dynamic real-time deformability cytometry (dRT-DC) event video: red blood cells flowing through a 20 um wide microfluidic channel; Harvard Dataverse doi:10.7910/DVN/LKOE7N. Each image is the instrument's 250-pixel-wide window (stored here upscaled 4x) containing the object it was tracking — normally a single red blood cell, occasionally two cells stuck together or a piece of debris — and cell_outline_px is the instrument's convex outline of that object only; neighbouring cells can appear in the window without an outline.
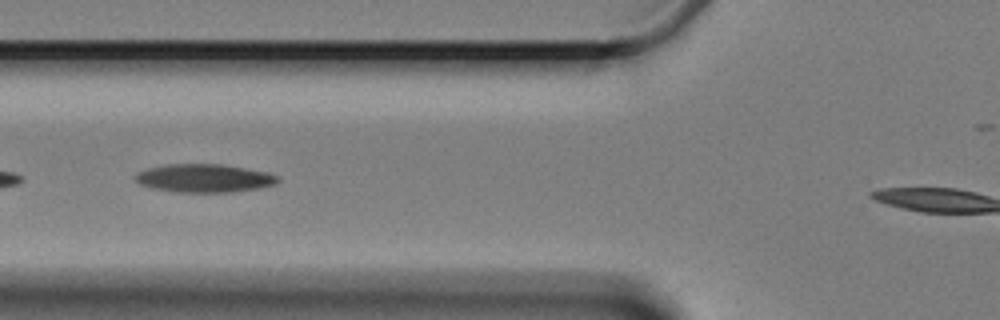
{"species": "Egyptian fruit bat (a non-hibernating species)", "species_latin": "Rousettus aegyptiacus", "temperature_condition": "cold", "stored_images_in_passage": 10, "segment_of_instrument_passage": [1, 2], "camera_frame_rate_fps": 3000, "um_per_image_px": 0.085, "animal": {"sex": "female"}, "frame": {"image": 1, "passage_image": 6, "time_ms": 5.667, "image_size_px": [1000, 320], "cell_outline_px": [[280, 180], [276, 184], [260, 188], [232, 192], [176, 192], [152, 188], [140, 184], [136, 180], [136, 176], [140, 172], [148, 168], [168, 164], [220, 164], [268, 172], [280, 176]], "centroid_in_image_um": [17.42, 15.15], "position_along_channel_um": 108.4, "area_um2": 23.41}}
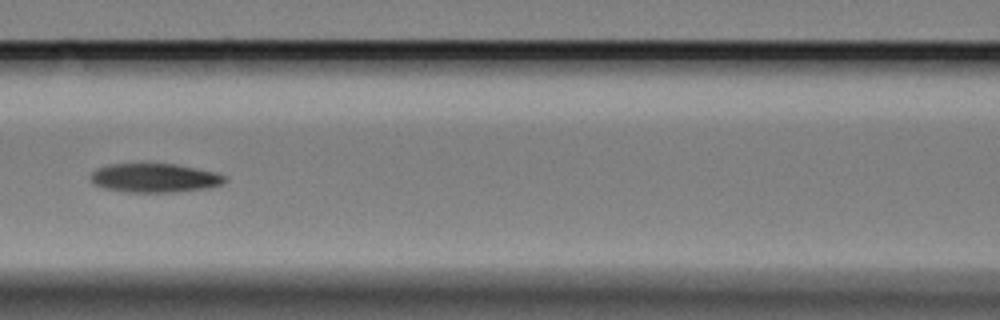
{"frame": {"image": 2, "passage_image": 7, "time_ms": 7.0, "image_size_px": [1000, 320], "cell_outline_px": [[228, 180], [220, 184], [208, 188], [172, 192], [128, 192], [104, 188], [92, 184], [92, 172], [96, 168], [108, 164], [176, 164], [216, 172], [224, 176]], "centroid_in_image_um": [13.13, 15.12], "position_along_channel_um": 153.5, "area_um2": 22.54}}
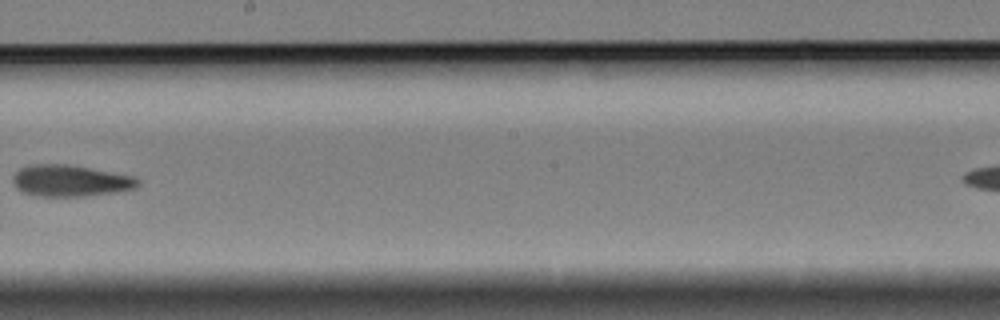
{"frame": {"image": 3, "passage_image": 9, "time_ms": 9.667, "image_size_px": [1000, 320], "cell_outline_px": [[140, 184], [136, 188], [116, 192], [88, 196], [40, 196], [24, 192], [16, 188], [12, 184], [12, 176], [20, 168], [36, 164], [64, 164], [88, 168], [132, 176], [140, 180]], "centroid_in_image_um": [5.97, 15.37], "position_along_channel_um": 242.2, "area_um2": 22.77}}